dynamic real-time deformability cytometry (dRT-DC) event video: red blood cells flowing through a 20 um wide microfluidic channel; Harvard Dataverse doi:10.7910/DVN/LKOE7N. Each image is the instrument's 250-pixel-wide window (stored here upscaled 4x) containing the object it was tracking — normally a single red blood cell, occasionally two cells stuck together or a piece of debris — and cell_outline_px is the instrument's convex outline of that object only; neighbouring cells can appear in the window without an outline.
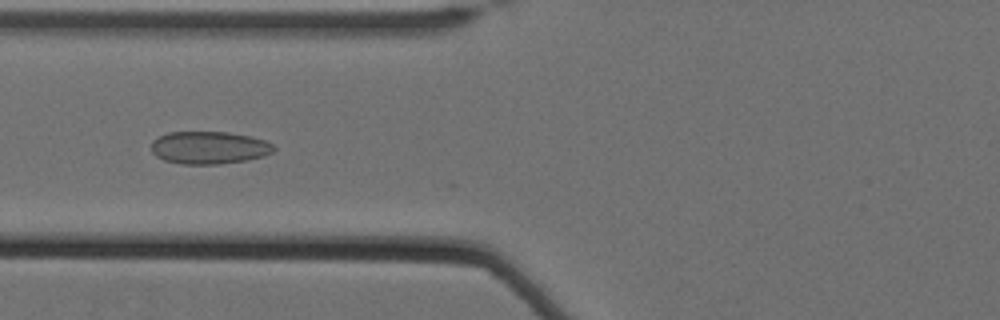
{"species": "Egyptian fruit bat (a non-hibernating species)", "species_latin": "Rousettus aegyptiacus", "temperature_condition": "cold", "stored_images_in_passage": 41, "camera_frame_rate_fps": 3000, "um_per_image_px": 0.085, "animal": {"sex": "female"}, "frame": {"image": 1, "passage_image": 28, "time_ms": 9.0, "image_size_px": [1000, 320], "cell_outline_px": [[276, 148], [272, 152], [264, 156], [244, 160], [220, 164], [180, 164], [164, 160], [156, 156], [152, 152], [152, 140], [168, 132], [228, 132], [252, 136], [264, 140], [272, 144]], "centroid_in_image_um": [17.77, 12.55], "position_along_channel_um": 108.0, "area_um2": 23.29}}
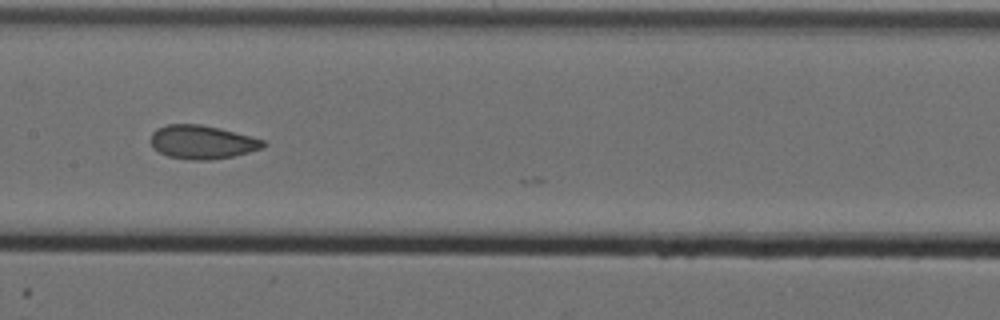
{"frame": {"image": 2, "passage_image": 35, "time_ms": 11.333, "image_size_px": [1000, 320], "cell_outline_px": [[268, 144], [260, 148], [248, 152], [232, 156], [208, 160], [192, 160], [168, 156], [152, 148], [152, 132], [156, 128], [168, 124], [200, 124], [220, 128], [264, 140]], "centroid_in_image_um": [17.16, 12.07], "position_along_channel_um": 190.2, "area_um2": 21.85}}
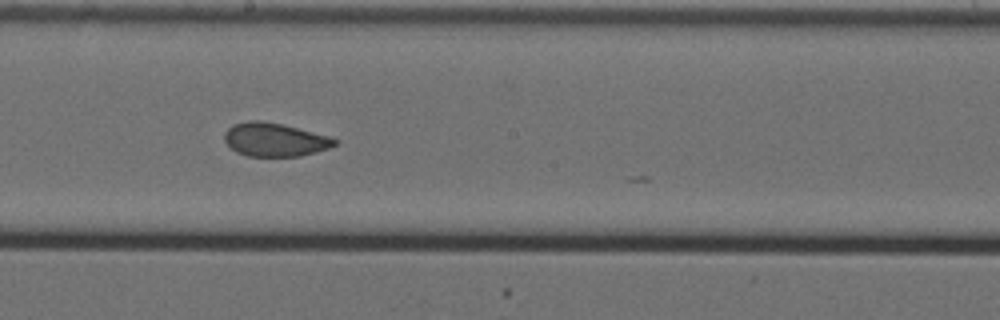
{"frame": {"image": 3, "passage_image": 38, "time_ms": 12.333, "image_size_px": [1000, 320], "cell_outline_px": [[336, 144], [328, 148], [316, 152], [300, 156], [248, 156], [236, 152], [224, 140], [224, 132], [232, 124], [248, 120], [260, 120], [284, 124], [328, 136], [336, 140]], "centroid_in_image_um": [23.31, 11.86], "position_along_channel_um": 224.9, "area_um2": 21.5}}